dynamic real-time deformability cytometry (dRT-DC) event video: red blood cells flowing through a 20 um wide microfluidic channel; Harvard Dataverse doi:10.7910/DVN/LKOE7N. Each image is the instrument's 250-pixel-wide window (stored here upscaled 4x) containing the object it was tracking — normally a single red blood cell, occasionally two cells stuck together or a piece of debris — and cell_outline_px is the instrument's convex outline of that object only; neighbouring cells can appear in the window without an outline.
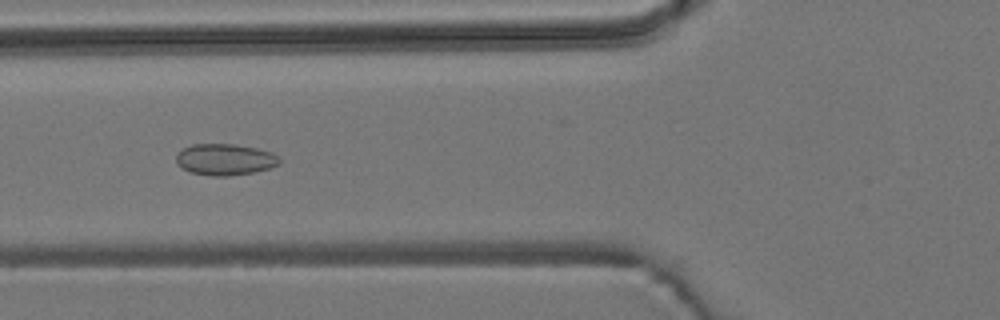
{"species": "common noctule bat (a hibernating species)", "species_latin": "Nyctalus noctula", "temperature_condition": "room temperature", "stored_images_in_passage": 38, "camera_frame_rate_fps": 3000, "um_per_image_px": 0.085, "animal": {"sex": "male", "body_mass_g": 19.2, "forearm_length_mm": 51.8}, "frame": {"image": 1, "passage_image": 5, "time_ms": 1.333, "image_size_px": [1000, 320], "cell_outline_px": [[280, 164], [268, 168], [252, 172], [228, 176], [212, 176], [192, 172], [180, 168], [176, 164], [176, 156], [184, 148], [192, 144], [232, 144], [256, 148], [272, 152], [280, 160]], "centroid_in_image_um": [19.1, 13.56], "position_along_channel_um": 106.7, "area_um2": 18.73}}
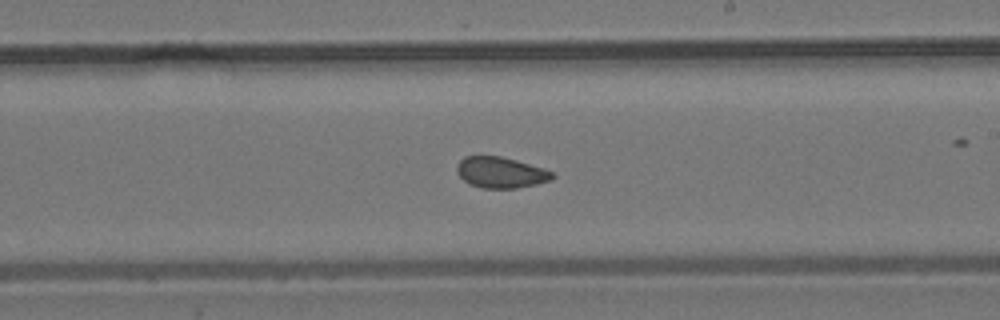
{"frame": {"image": 2, "passage_image": 16, "time_ms": 5.0, "image_size_px": [1000, 320], "cell_outline_px": [[556, 176], [552, 180], [536, 184], [516, 188], [484, 188], [472, 184], [464, 180], [456, 172], [456, 168], [460, 160], [464, 156], [500, 156], [516, 160], [544, 168], [552, 172]], "centroid_in_image_um": [42.58, 14.65], "position_along_channel_um": 246.4, "area_um2": 17.17}}
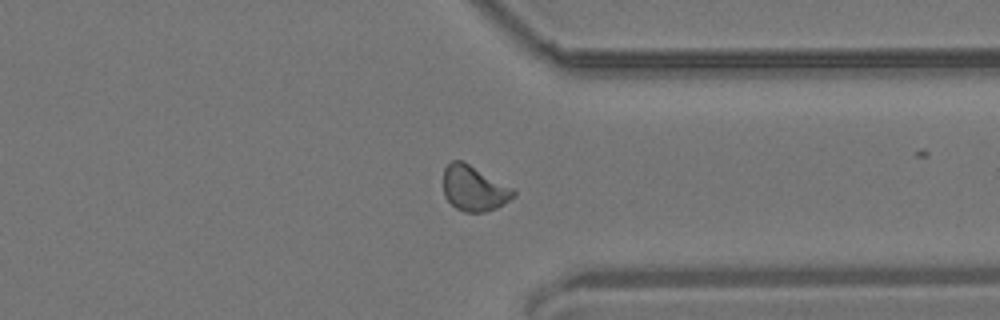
{"frame": {"image": 3, "passage_image": 26, "time_ms": 8.333, "image_size_px": [1000, 320], "cell_outline_px": [[516, 196], [504, 204], [496, 208], [484, 212], [464, 212], [456, 208], [444, 196], [444, 168], [452, 160], [464, 160], [512, 188], [516, 192]], "centroid_in_image_um": [40.29, 16.0], "position_along_channel_um": 371.1, "area_um2": 18.55}, "authors_computed_cell_mechanics": {"area_um2": 17.6579, "velocity_mm_per_s": 3.8055, "shape_relaxation_time_tau1_ms": null, "shape_relaxation_time_tau2_ms": 2.0582, "deformation_change_tau1": null, "deformation_change_tau2": 0.061}}